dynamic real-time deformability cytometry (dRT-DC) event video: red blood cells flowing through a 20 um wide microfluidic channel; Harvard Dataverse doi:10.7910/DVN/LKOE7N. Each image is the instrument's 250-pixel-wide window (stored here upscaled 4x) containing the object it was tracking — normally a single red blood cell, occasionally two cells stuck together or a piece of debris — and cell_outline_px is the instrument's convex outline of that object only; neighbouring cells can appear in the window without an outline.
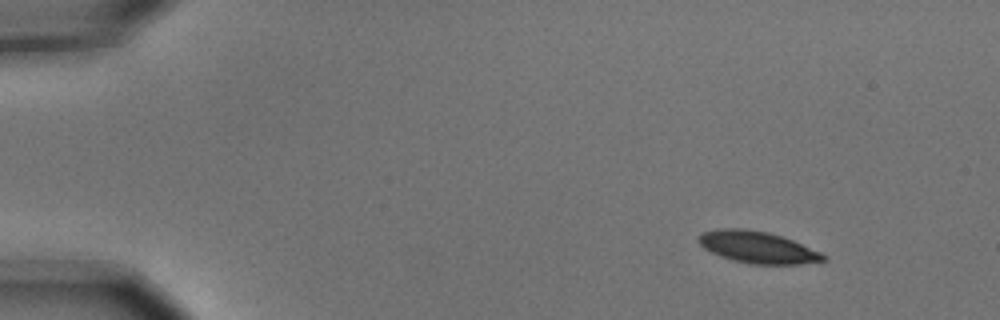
{"species": "common noctule bat (a hibernating species)", "species_latin": "Nyctalus noctula", "temperature_condition": "cold", "stored_images_in_passage": 4, "camera_frame_rate_fps": 3000, "um_per_image_px": 0.085, "animal": {"sex": "male", "body_mass_g": 15.6}, "frame": {"image": 1, "passage_image": 1, "time_ms": 0.0, "image_size_px": [1000, 320], "cell_outline_px": [[828, 260], [800, 264], [748, 264], [732, 260], [720, 256], [704, 248], [700, 244], [700, 232], [724, 228], [740, 228], [768, 232], [792, 240], [820, 252], [828, 256]], "centroid_in_image_um": [64.41, 21.03], "position_along_channel_um": 20.6, "area_um2": 22.95}}
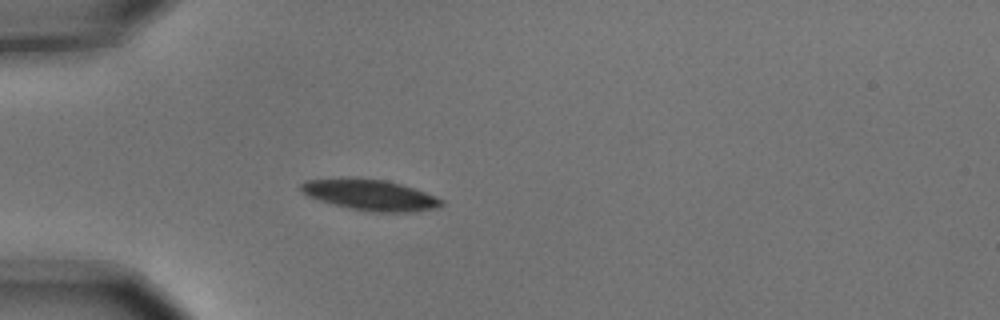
{"frame": {"image": 2, "passage_image": 4, "time_ms": 1.0, "image_size_px": [1000, 320], "cell_outline_px": [[444, 204], [440, 208], [416, 212], [372, 212], [348, 208], [332, 204], [308, 196], [300, 192], [300, 184], [304, 180], [344, 176], [348, 176], [388, 180], [436, 196], [444, 200]], "centroid_in_image_um": [31.44, 16.55], "position_along_channel_um": 53.6, "area_um2": 26.01}}